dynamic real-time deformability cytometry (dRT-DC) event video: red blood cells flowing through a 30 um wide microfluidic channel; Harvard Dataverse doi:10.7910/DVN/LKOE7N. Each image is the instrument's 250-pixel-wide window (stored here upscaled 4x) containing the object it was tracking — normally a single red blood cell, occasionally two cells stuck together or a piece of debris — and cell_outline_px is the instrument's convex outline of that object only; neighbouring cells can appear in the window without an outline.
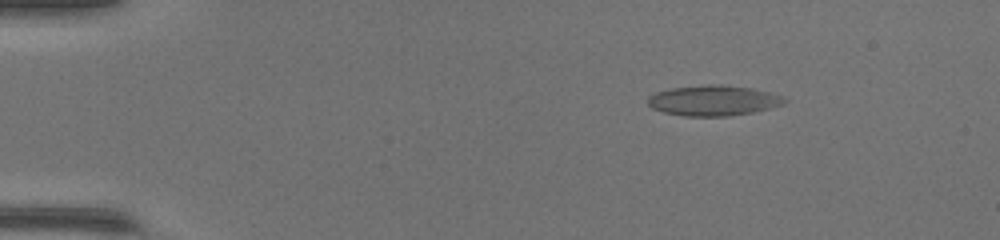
{"species": "common noctule bat (a hibernating species)", "species_latin": "Nyctalus noctula", "temperature_condition": "warm", "stored_images_in_passage": 48, "camera_frame_rate_fps": 3000, "um_per_image_px": 0.085, "animal": {"sex": "female", "body_mass_g": 17.0, "forearm_length_mm": 48.0}, "frame": {"image": 1, "passage_image": 6, "time_ms": 1.667, "image_size_px": [1000, 240], "cell_outline_px": [[788, 100], [784, 104], [752, 112], [728, 116], [684, 116], [664, 112], [652, 108], [648, 104], [648, 96], [656, 92], [672, 88], [708, 84], [720, 84], [752, 88], [784, 96]], "centroid_in_image_um": [60.64, 8.54], "position_along_channel_um": 24.4, "area_um2": 24.16}}
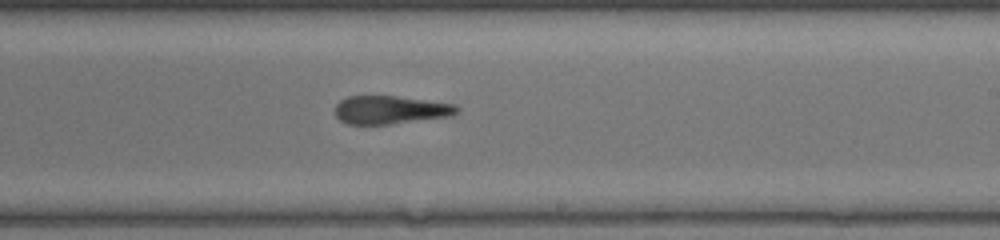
{"frame": {"image": 2, "passage_image": 29, "time_ms": 9.333, "image_size_px": [1000, 240], "cell_outline_px": [[460, 112], [452, 116], [392, 124], [348, 124], [340, 120], [336, 116], [336, 104], [340, 100], [348, 96], [396, 96], [456, 104], [460, 108]], "centroid_in_image_um": [33.23, 9.34], "position_along_channel_um": 255.8, "area_um2": 20.17}}
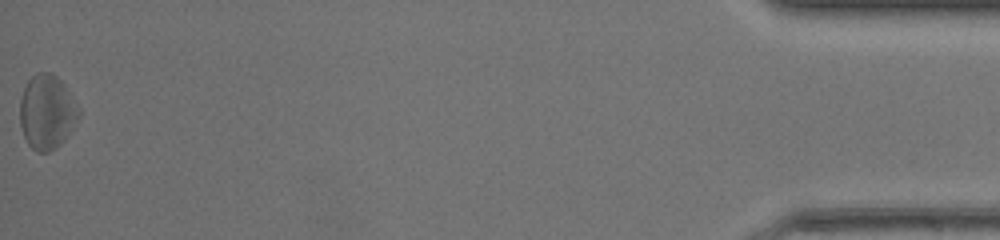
{"frame": {"image": 3, "passage_image": 48, "time_ms": 15.667, "image_size_px": [1000, 240], "cell_outline_px": [[80, 116], [64, 140], [56, 148], [48, 152], [36, 152], [28, 144], [24, 136], [20, 124], [20, 100], [24, 88], [28, 80], [36, 72], [52, 72], [64, 84], [80, 108]], "centroid_in_image_um": [3.99, 9.51], "position_along_channel_um": 431.2, "area_um2": 25.61}, "authors_computed_cell_mechanics": {"area_um2": 22.6865, "velocity_mm_per_s": 4.267, "shape_relaxation_time_tau1_ms": null, "shape_relaxation_time_tau2_ms": 4.6679, "deformation_change_tau1": null, "deformation_change_tau2": 0.1643}}